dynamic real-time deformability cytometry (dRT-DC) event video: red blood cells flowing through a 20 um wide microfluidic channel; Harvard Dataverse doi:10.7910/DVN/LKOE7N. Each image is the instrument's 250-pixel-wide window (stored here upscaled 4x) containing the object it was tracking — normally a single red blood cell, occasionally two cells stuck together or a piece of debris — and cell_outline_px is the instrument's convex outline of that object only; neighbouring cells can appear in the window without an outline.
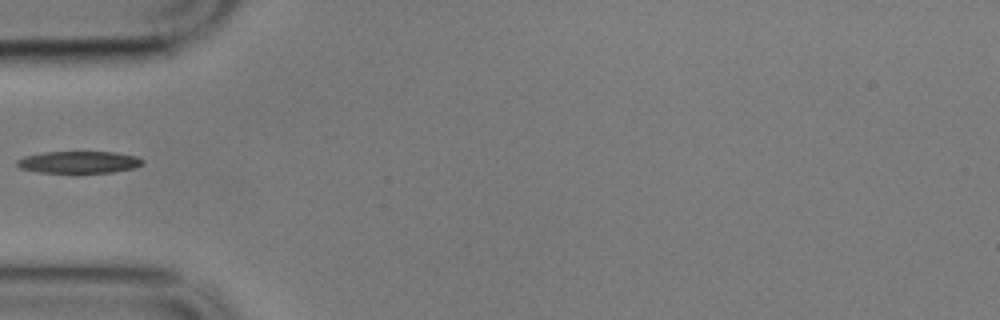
{"species": "common noctule bat (a hibernating species)", "species_latin": "Nyctalus noctula", "temperature_condition": "cold", "stored_images_in_passage": 5, "camera_frame_rate_fps": 3000, "um_per_image_px": 0.085, "animal": {"sex": "male", "body_mass_g": 17.9}, "frame": {"image": 1, "passage_image": 5, "time_ms": 1.333, "image_size_px": [1000, 320], "cell_outline_px": [[144, 164], [132, 168], [112, 172], [40, 172], [20, 168], [16, 164], [16, 160], [24, 156], [44, 152], [116, 152], [136, 156], [144, 160]], "centroid_in_image_um": [6.71, 13.77], "position_along_channel_um": 78.3, "area_um2": 15.95}}